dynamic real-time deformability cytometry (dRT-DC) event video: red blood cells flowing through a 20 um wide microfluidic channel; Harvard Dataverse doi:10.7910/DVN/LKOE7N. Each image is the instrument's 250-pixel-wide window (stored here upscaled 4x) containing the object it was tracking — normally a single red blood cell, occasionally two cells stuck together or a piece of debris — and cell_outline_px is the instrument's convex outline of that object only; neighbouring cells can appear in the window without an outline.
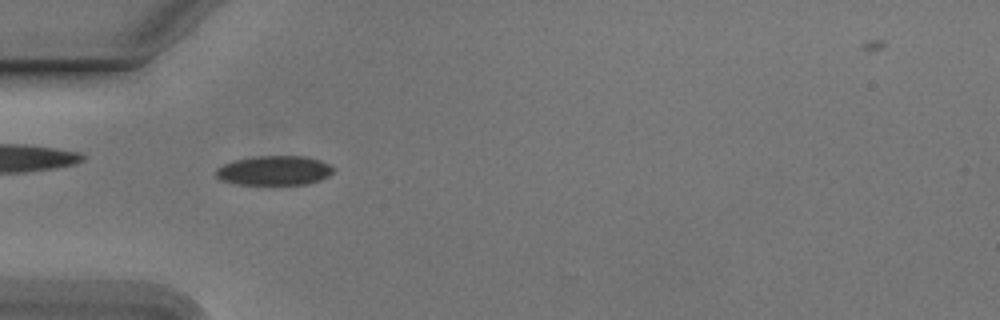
{"species": "Egyptian fruit bat (a non-hibernating species)", "species_latin": "Rousettus aegyptiacus", "temperature_condition": "cold", "stored_images_in_passage": 6, "camera_frame_rate_fps": 3000, "um_per_image_px": 0.085, "animal": {"sex": "male"}, "frame": {"image": 1, "passage_image": 2, "time_ms": 0.333, "image_size_px": [1000, 320], "cell_outline_px": [[336, 168], [328, 176], [320, 180], [308, 184], [236, 184], [220, 180], [216, 176], [216, 168], [224, 164], [236, 160], [260, 156], [304, 156], [320, 160]], "centroid_in_image_um": [23.33, 14.5], "position_along_channel_um": 61.7, "area_um2": 20.06}}
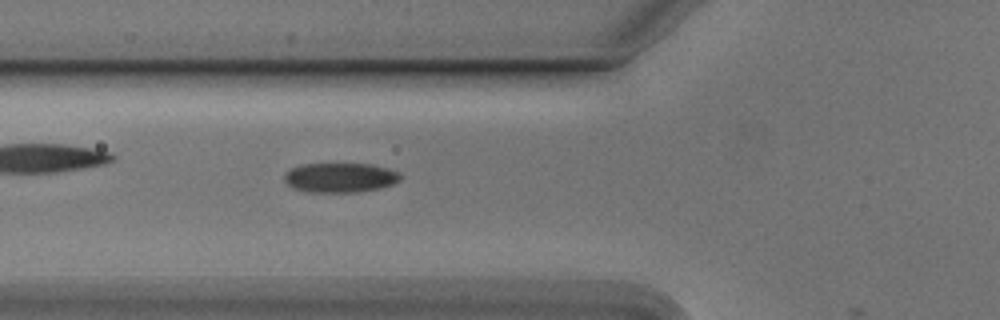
{"frame": {"image": 2, "passage_image": 5, "time_ms": 1.333, "image_size_px": [1000, 320], "cell_outline_px": [[400, 180], [392, 184], [380, 188], [360, 192], [304, 192], [292, 188], [284, 180], [284, 176], [292, 168], [304, 164], [368, 164], [388, 168], [400, 172]], "centroid_in_image_um": [28.92, 15.11], "position_along_channel_um": 96.9, "area_um2": 20.0}}